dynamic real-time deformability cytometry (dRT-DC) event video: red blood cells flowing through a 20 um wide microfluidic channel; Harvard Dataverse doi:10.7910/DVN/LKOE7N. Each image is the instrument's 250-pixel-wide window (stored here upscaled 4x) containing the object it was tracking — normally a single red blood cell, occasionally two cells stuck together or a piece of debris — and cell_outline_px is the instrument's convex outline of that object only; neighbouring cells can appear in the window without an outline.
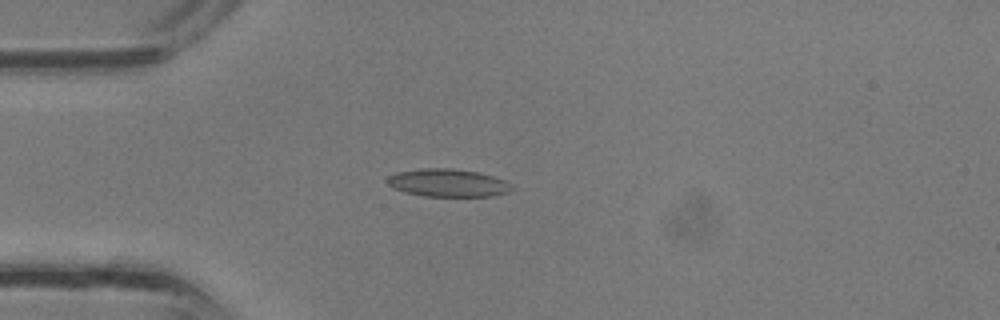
{"species": "common noctule bat (a hibernating species)", "species_latin": "Nyctalus noctula", "temperature_condition": "room temperature", "stored_images_in_passage": 27, "camera_frame_rate_fps": 3000, "um_per_image_px": 0.085, "animal": {"sex": "male", "body_mass_g": 13.3}, "frame": {"image": 1, "passage_image": 1, "time_ms": 0.0, "image_size_px": [1000, 320], "cell_outline_px": [[516, 188], [508, 192], [492, 196], [424, 196], [404, 192], [392, 188], [384, 180], [388, 176], [396, 172], [420, 168], [452, 168], [476, 172], [492, 176], [504, 180], [512, 184]], "centroid_in_image_um": [38.04, 15.54], "position_along_channel_um": 47.0, "area_um2": 20.4}}
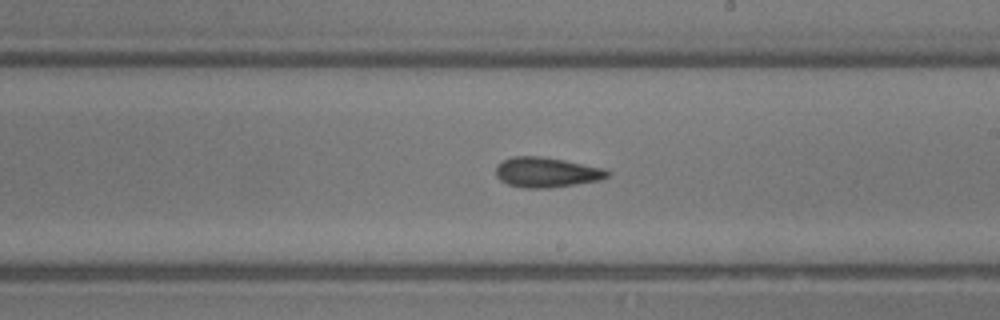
{"frame": {"image": 2, "passage_image": 12, "time_ms": 3.667, "image_size_px": [1000, 320], "cell_outline_px": [[612, 172], [608, 176], [600, 180], [548, 188], [524, 188], [508, 184], [500, 180], [496, 176], [496, 164], [512, 156], [540, 156], [564, 160], [604, 168]], "centroid_in_image_um": [46.44, 14.64], "position_along_channel_um": 242.6, "area_um2": 19.54}}
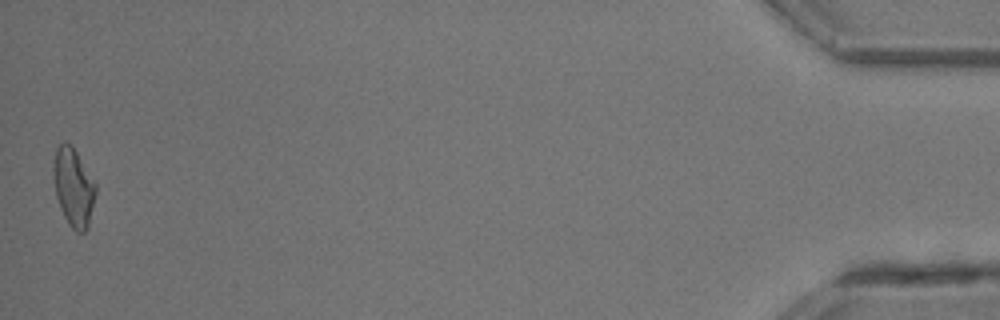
{"frame": {"image": 3, "passage_image": 27, "time_ms": 8.667, "image_size_px": [1000, 320], "cell_outline_px": [[96, 192], [88, 228], [84, 232], [76, 232], [68, 224], [60, 208], [56, 196], [52, 168], [56, 148], [64, 140], [72, 144], [96, 184]], "centroid_in_image_um": [6.24, 15.89], "position_along_channel_um": 429.0, "area_um2": 19.42}}